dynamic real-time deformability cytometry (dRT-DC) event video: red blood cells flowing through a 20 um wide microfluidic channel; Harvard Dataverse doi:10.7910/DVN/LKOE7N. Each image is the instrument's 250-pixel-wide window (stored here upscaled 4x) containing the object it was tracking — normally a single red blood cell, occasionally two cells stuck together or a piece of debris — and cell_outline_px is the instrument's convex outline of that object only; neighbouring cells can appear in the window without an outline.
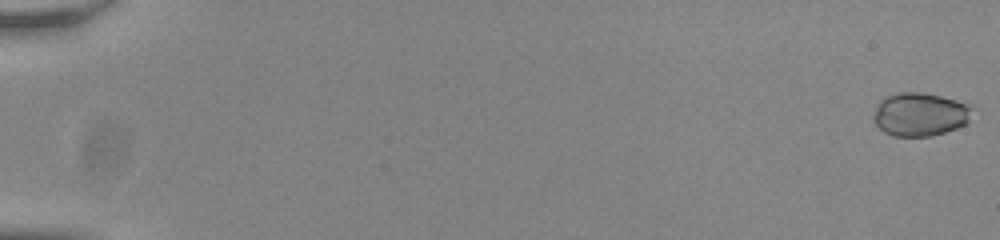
{"species": "common noctule bat (a hibernating species)", "species_latin": "Nyctalus noctula", "temperature_condition": "room temperature", "stored_images_in_passage": 56, "camera_frame_rate_fps": 3000, "um_per_image_px": 0.085, "animal": {"sex": "male", "body_mass_g": 20.0, "forearm_length_mm": 53.3}, "frame": {"image": 1, "passage_image": 1, "time_ms": 0.0, "image_size_px": [1000, 240], "cell_outline_px": [[972, 108], [968, 124], [932, 136], [892, 136], [884, 132], [872, 120], [872, 116], [880, 100], [888, 96], [900, 92], [920, 92], [940, 96], [972, 104]], "centroid_in_image_um": [78.21, 9.72], "position_along_channel_um": 6.8, "area_um2": 25.09}}
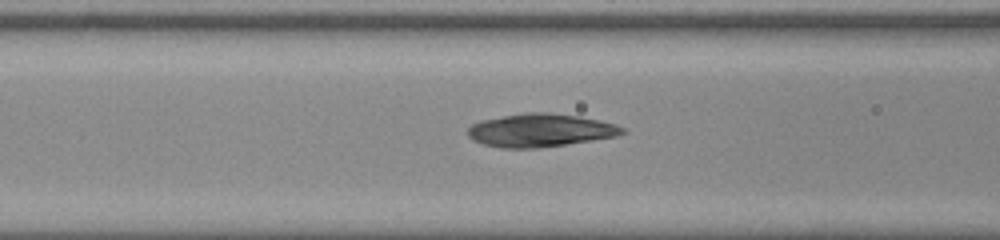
{"frame": {"image": 2, "passage_image": 25, "time_ms": 8.0, "image_size_px": [1000, 240], "cell_outline_px": [[628, 132], [616, 136], [592, 140], [536, 148], [504, 148], [484, 144], [472, 140], [468, 136], [468, 128], [472, 124], [480, 120], [524, 112], [548, 112], [580, 116], [616, 124], [624, 128]], "centroid_in_image_um": [45.92, 11.06], "position_along_channel_um": 120.7, "area_um2": 29.82}}
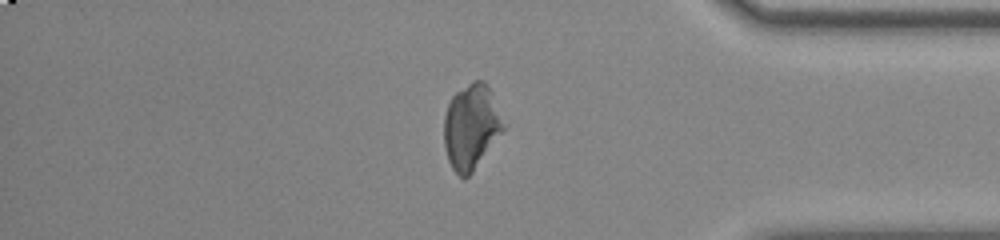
{"frame": {"image": 3, "passage_image": 48, "time_ms": 15.667, "image_size_px": [1000, 240], "cell_outline_px": [[508, 124], [472, 172], [464, 180], [452, 168], [448, 160], [444, 148], [444, 116], [448, 104], [452, 96], [456, 92], [472, 80], [484, 80], [488, 84]], "centroid_in_image_um": [40.08, 10.73], "position_along_channel_um": 395.1, "area_um2": 29.88}, "authors_computed_cell_mechanics": {"area_um2": 28.9, "velocity_mm_per_s": 3.8248, "shape_relaxation_time_tau1_ms": 5.7276, "shape_relaxation_time_tau2_ms": 2.2513, "deformation_change_tau1": 0.1421, "deformation_change_tau2": 0.0837}}